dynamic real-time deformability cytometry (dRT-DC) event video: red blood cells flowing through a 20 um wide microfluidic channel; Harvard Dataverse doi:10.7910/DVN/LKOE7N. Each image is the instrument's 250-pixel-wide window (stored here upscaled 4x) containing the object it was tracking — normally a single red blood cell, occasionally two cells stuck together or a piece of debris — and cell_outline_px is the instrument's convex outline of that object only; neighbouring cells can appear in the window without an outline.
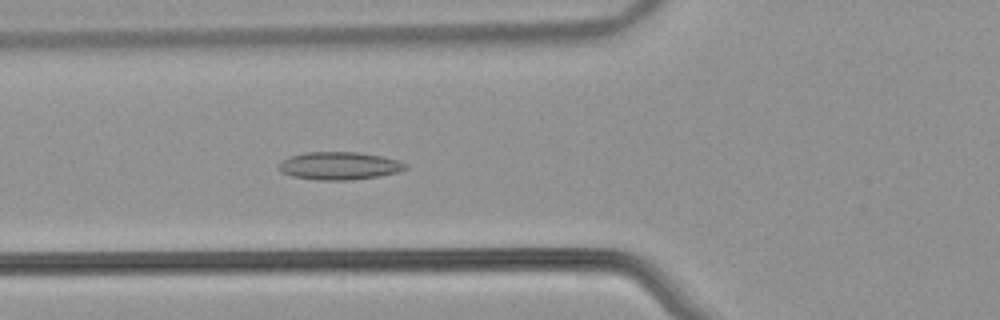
{"species": "common noctule bat (a hibernating species)", "species_latin": "Nyctalus noctula", "temperature_condition": "warm", "stored_images_in_passage": 54, "camera_frame_rate_fps": 3000, "um_per_image_px": 0.085, "animal": {"sex": "male", "body_mass_g": 21.5, "forearm_length_mm": 52.0}, "frame": {"image": 1, "passage_image": 21, "time_ms": 6.667, "image_size_px": [1000, 320], "cell_outline_px": [[408, 168], [400, 172], [380, 176], [352, 180], [316, 180], [292, 176], [280, 172], [276, 168], [280, 160], [292, 156], [308, 152], [356, 152], [380, 156], [400, 160], [408, 164]], "centroid_in_image_um": [28.85, 14.1], "position_along_channel_um": 97.0, "area_um2": 20.81}}
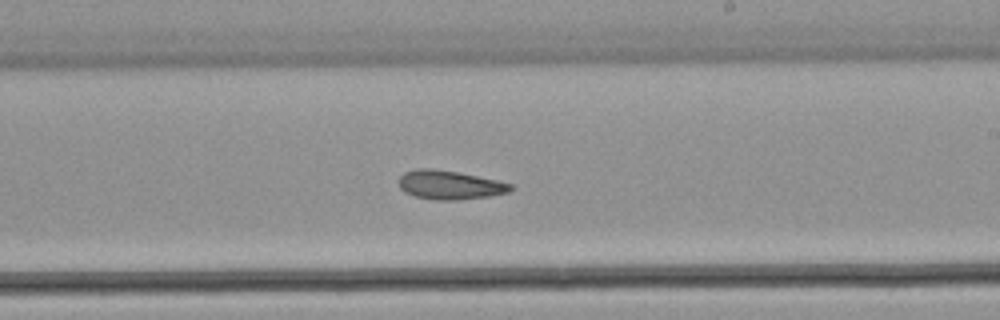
{"frame": {"image": 2, "passage_image": 33, "time_ms": 10.667, "image_size_px": [1000, 320], "cell_outline_px": [[512, 188], [508, 192], [488, 196], [460, 200], [436, 200], [416, 196], [404, 192], [400, 188], [396, 180], [404, 172], [416, 168], [432, 168], [456, 172], [496, 180], [512, 184]], "centroid_in_image_um": [38.15, 15.71], "position_along_channel_um": 250.8, "area_um2": 18.79}}
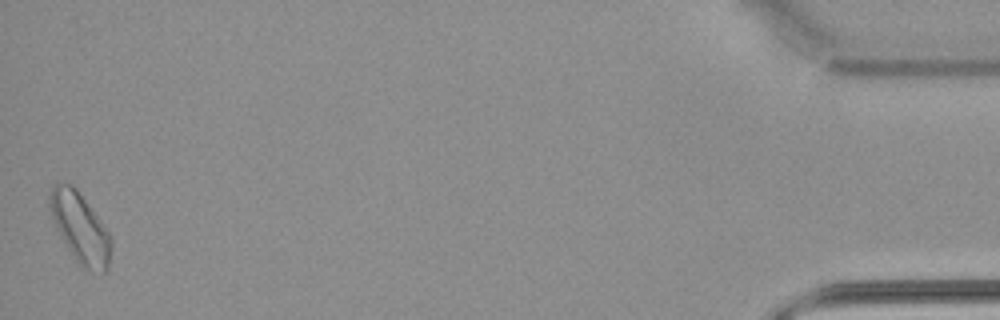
{"frame": {"image": 3, "passage_image": 54, "time_ms": 17.667, "image_size_px": [1000, 320], "cell_outline_px": [[112, 248], [108, 268], [104, 272], [84, 272], [60, 236], [56, 228], [48, 208], [48, 192], [52, 184], [56, 180], [72, 184], [76, 188], [112, 236]], "centroid_in_image_um": [6.79, 19.35], "position_along_channel_um": 428.4, "area_um2": 25.66}, "authors_computed_cell_mechanics": {"area_um2": 19.9121, "velocity_mm_per_s": 3.8482, "shape_relaxation_time_tau1_ms": null, "shape_relaxation_time_tau2_ms": 5.7587, "deformation_change_tau1": null, "deformation_change_tau2": 0.1348}}